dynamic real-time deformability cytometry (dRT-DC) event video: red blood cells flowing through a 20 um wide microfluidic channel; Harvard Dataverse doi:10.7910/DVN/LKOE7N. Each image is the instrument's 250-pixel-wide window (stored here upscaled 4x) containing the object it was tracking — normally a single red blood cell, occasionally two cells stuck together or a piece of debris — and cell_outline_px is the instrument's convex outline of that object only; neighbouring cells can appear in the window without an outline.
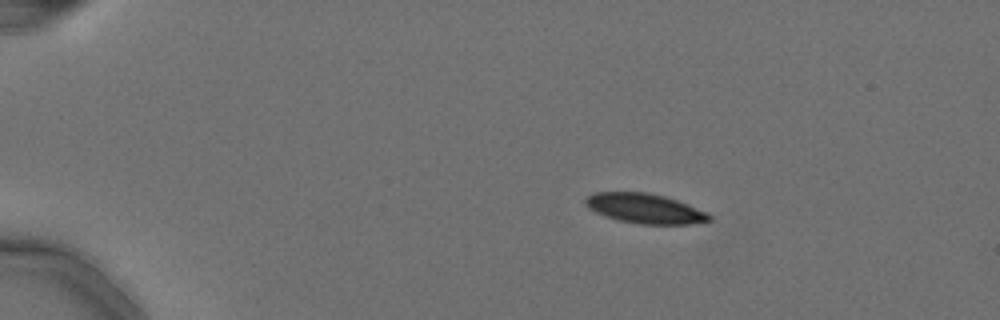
{"species": "Egyptian fruit bat (a non-hibernating species)", "species_latin": "Rousettus aegyptiacus", "temperature_condition": "cold", "stored_images_in_passage": 4, "segment_of_instrument_passage": [1, 2], "camera_frame_rate_fps": 3000, "um_per_image_px": 0.085, "animal": {"sex": "female"}, "frame": {"image": 1, "passage_image": 1, "time_ms": 0.0, "image_size_px": [1000, 320], "cell_outline_px": [[712, 220], [692, 224], [640, 224], [620, 220], [604, 216], [588, 208], [584, 204], [584, 200], [588, 196], [596, 192], [644, 192], [664, 196], [688, 204], [708, 212], [712, 216]], "centroid_in_image_um": [54.83, 17.72], "position_along_channel_um": 30.2, "area_um2": 21.5}}